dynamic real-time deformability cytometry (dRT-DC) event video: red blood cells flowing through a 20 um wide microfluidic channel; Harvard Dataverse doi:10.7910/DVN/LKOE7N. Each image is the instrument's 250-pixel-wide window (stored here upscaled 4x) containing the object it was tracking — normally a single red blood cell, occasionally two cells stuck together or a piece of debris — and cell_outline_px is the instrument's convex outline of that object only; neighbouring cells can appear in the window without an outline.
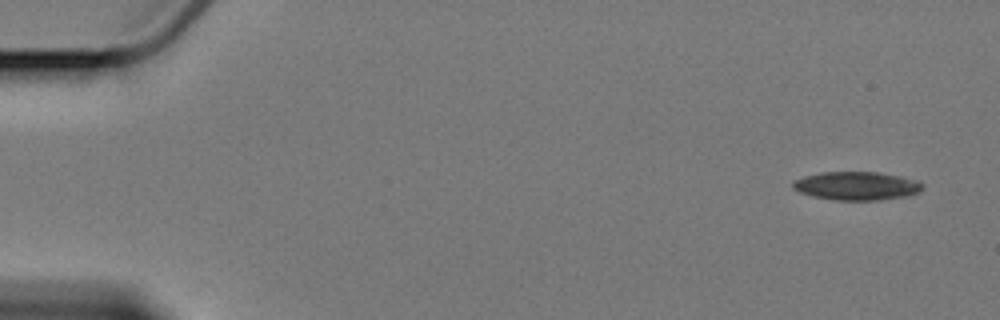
{"species": "Egyptian fruit bat (a non-hibernating species)", "species_latin": "Rousettus aegyptiacus", "temperature_condition": "cold", "stored_images_in_passage": 5, "camera_frame_rate_fps": 3000, "um_per_image_px": 0.085, "animal": {"sex": "female"}, "frame": {"image": 1, "passage_image": 1, "time_ms": 0.0, "image_size_px": [1000, 320], "cell_outline_px": [[924, 188], [920, 192], [908, 196], [880, 200], [832, 200], [812, 196], [800, 192], [792, 188], [792, 180], [804, 176], [820, 172], [876, 172], [900, 176], [916, 180], [924, 184]], "centroid_in_image_um": [72.81, 15.8], "position_along_channel_um": 12.2, "area_um2": 21.73}}
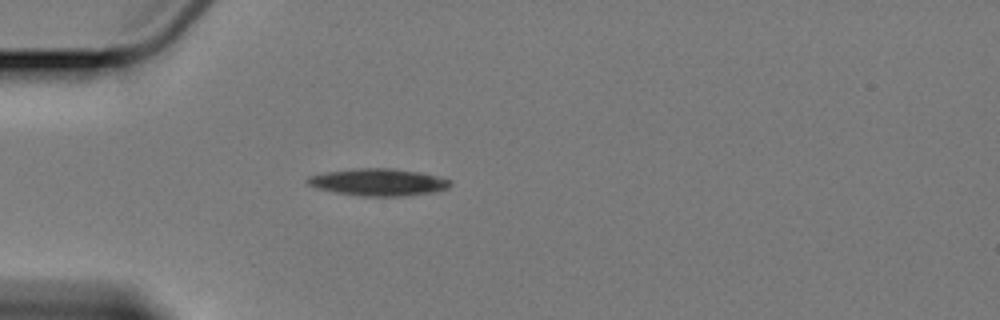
{"frame": {"image": 2, "passage_image": 4, "time_ms": 4.667, "image_size_px": [1000, 320], "cell_outline_px": [[452, 184], [448, 188], [432, 192], [404, 196], [360, 196], [336, 192], [316, 188], [308, 184], [304, 180], [308, 176], [328, 172], [356, 168], [392, 168], [420, 172], [452, 180]], "centroid_in_image_um": [32.16, 15.48], "position_along_channel_um": 52.8, "area_um2": 22.54}}